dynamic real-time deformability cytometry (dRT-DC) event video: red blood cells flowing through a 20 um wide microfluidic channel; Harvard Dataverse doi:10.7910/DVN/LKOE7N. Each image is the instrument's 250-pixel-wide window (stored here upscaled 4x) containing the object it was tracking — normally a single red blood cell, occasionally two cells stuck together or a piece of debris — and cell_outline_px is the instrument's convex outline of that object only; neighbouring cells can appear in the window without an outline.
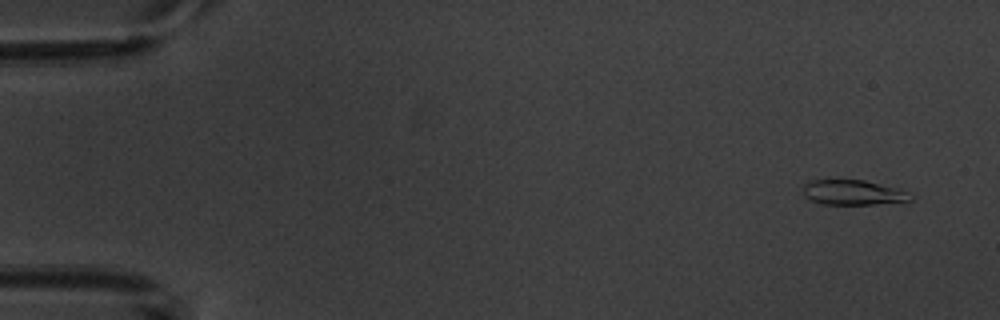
{"species": "common noctule bat (a hibernating species)", "species_latin": "Nyctalus noctula", "temperature_condition": "warm", "stored_images_in_passage": 6, "camera_frame_rate_fps": 3000, "um_per_image_px": 0.085, "animal": {"sex": "male", "body_mass_g": 20.1, "forearm_length_mm": 53.5}, "frame": {"image": 1, "passage_image": 1, "time_ms": 0.0, "image_size_px": [1000, 320], "cell_outline_px": [[912, 200], [872, 204], [820, 204], [804, 196], [804, 184], [812, 180], [864, 180], [908, 192], [912, 196]], "centroid_in_image_um": [72.46, 16.36], "position_along_channel_um": 12.5, "area_um2": 15.26}}